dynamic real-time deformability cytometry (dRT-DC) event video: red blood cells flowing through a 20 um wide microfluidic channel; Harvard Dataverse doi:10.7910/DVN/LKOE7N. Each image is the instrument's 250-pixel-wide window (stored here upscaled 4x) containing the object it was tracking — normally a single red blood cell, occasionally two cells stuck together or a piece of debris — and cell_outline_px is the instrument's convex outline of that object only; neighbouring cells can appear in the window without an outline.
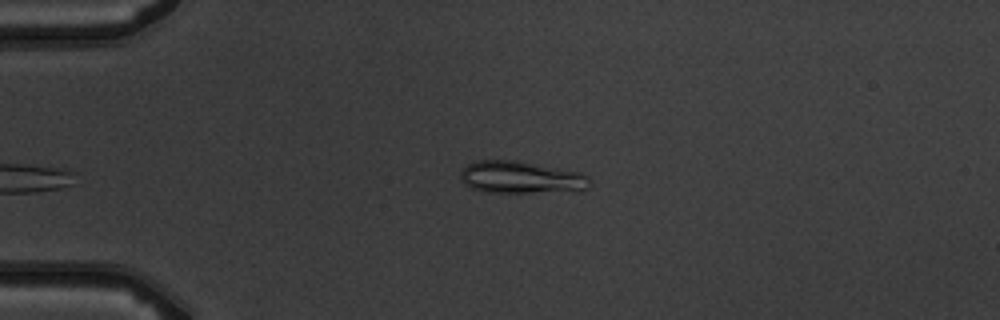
{"species": "common noctule bat (a hibernating species)", "species_latin": "Nyctalus noctula", "temperature_condition": "warm", "stored_images_in_passage": 3, "camera_frame_rate_fps": 3000, "um_per_image_px": 0.085, "animal": {"sex": "male", "body_mass_g": 19.5, "forearm_length_mm": 54.6}, "frame": {"image": 1, "passage_image": 3, "time_ms": 3.0, "image_size_px": [1000, 320], "cell_outline_px": [[592, 184], [588, 188], [580, 192], [484, 192], [472, 188], [464, 184], [460, 180], [460, 172], [468, 164], [476, 160], [516, 160], [584, 172], [588, 176]], "centroid_in_image_um": [44.37, 15.08], "position_along_channel_um": 40.6, "area_um2": 24.91}}